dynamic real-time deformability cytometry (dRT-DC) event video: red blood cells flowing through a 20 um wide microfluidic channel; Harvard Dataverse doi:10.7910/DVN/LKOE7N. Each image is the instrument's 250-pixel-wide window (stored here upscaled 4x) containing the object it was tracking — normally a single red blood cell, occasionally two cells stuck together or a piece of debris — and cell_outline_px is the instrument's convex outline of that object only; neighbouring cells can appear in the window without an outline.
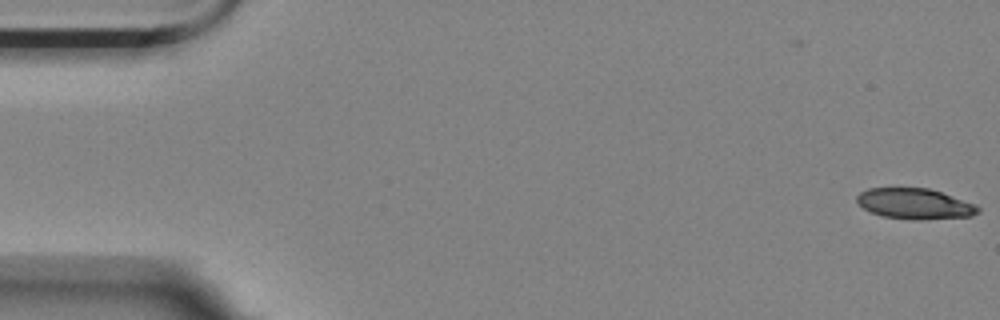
{"species": "Egyptian fruit bat (a non-hibernating species)", "species_latin": "Rousettus aegyptiacus", "temperature_condition": "room temperature", "stored_images_in_passage": 57, "camera_frame_rate_fps": 3000, "um_per_image_px": 0.085, "animal": {"sex": "female"}, "frame": {"image": 1, "passage_image": 1, "time_ms": 0.0, "image_size_px": [1000, 320], "cell_outline_px": [[980, 212], [972, 216], [920, 220], [912, 220], [884, 216], [872, 212], [864, 208], [856, 200], [856, 196], [860, 192], [868, 188], [928, 188], [976, 204], [980, 208]], "centroid_in_image_um": [77.78, 17.32], "position_along_channel_um": 7.2, "area_um2": 21.56}}
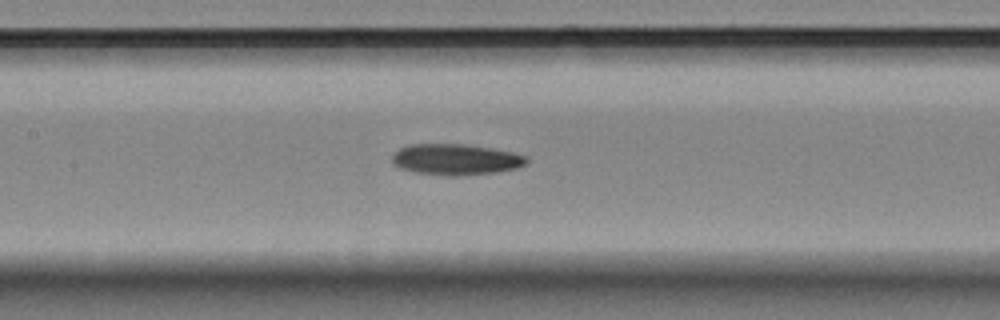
{"frame": {"image": 2, "passage_image": 26, "time_ms": 8.333, "image_size_px": [1000, 320], "cell_outline_px": [[528, 160], [524, 164], [516, 168], [496, 172], [456, 176], [448, 176], [416, 172], [400, 168], [392, 164], [392, 156], [400, 148], [408, 144], [464, 144], [512, 152], [524, 156]], "centroid_in_image_um": [38.69, 13.55], "position_along_channel_um": 168.7, "area_um2": 24.04}}
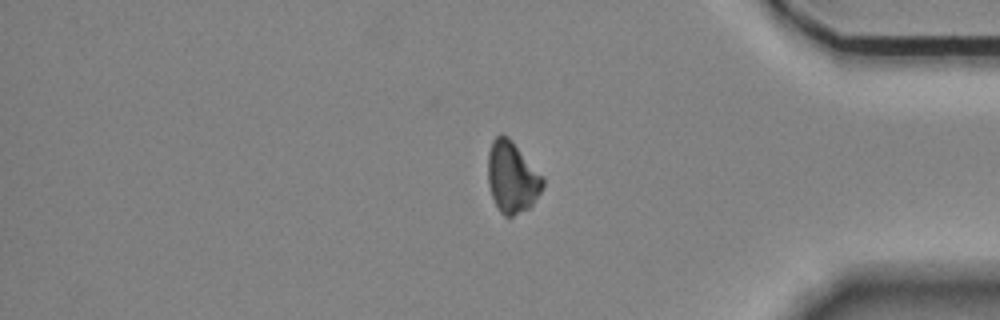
{"frame": {"image": 3, "passage_image": 47, "time_ms": 15.333, "image_size_px": [1000, 320], "cell_outline_px": [[544, 184], [540, 192], [532, 204], [528, 208], [512, 216], [504, 216], [500, 212], [492, 196], [488, 184], [488, 152], [492, 140], [500, 132], [508, 136], [512, 140], [544, 176]], "centroid_in_image_um": [43.52, 15.02], "position_along_channel_um": 391.7, "area_um2": 22.95}, "authors_computed_cell_mechanics": {"area_um2": 23.2356, "velocity_mm_per_s": 3.5227, "shape_relaxation_time_tau1_ms": 7.3224, "shape_relaxation_time_tau2_ms": null, "deformation_change_tau1": 0.1296, "deformation_change_tau2": null}}